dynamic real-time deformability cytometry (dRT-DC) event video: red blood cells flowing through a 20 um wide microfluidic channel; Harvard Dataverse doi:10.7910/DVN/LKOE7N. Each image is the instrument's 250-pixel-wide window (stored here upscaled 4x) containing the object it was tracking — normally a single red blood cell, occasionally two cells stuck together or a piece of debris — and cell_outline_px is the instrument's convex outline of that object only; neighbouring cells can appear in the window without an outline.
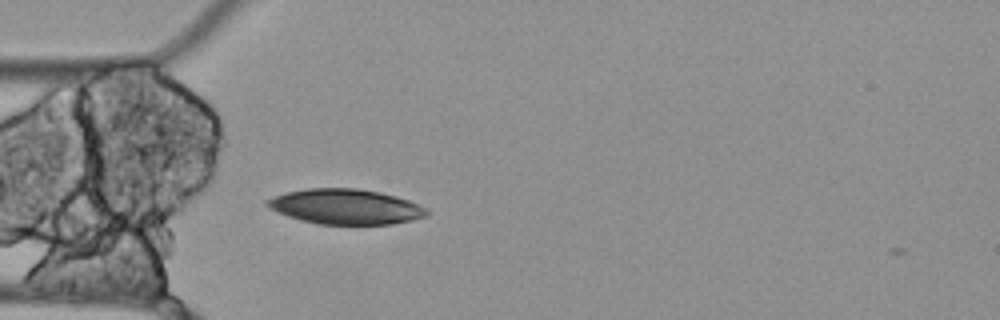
{"species": "Egyptian fruit bat (a non-hibernating species)", "species_latin": "Rousettus aegyptiacus", "temperature_condition": "cold", "stored_images_in_passage": 2, "camera_frame_rate_fps": 3000, "um_per_image_px": 0.085, "animal": {"sex": "female"}, "frame": {"image": 1, "passage_image": 1, "time_ms": 0.0, "image_size_px": [1000, 320], "cell_outline_px": [[432, 212], [428, 216], [412, 220], [392, 224], [320, 224], [300, 220], [276, 212], [268, 208], [264, 204], [264, 200], [272, 196], [288, 192], [308, 188], [356, 188], [380, 192], [396, 196], [408, 200], [428, 208]], "centroid_in_image_um": [29.38, 17.56], "position_along_channel_um": 55.6, "area_um2": 33.0}}